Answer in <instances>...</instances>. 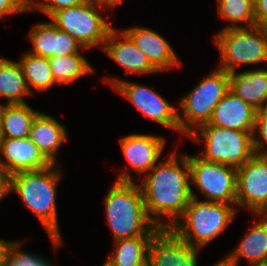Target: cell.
<instances>
[{
    "label": "cell",
    "mask_w": 267,
    "mask_h": 266,
    "mask_svg": "<svg viewBox=\"0 0 267 266\" xmlns=\"http://www.w3.org/2000/svg\"><path fill=\"white\" fill-rule=\"evenodd\" d=\"M115 91L122 94L145 116L153 119L164 127L179 131L178 111L160 94L151 88L137 83L108 79Z\"/></svg>",
    "instance_id": "8fae6325"
},
{
    "label": "cell",
    "mask_w": 267,
    "mask_h": 266,
    "mask_svg": "<svg viewBox=\"0 0 267 266\" xmlns=\"http://www.w3.org/2000/svg\"><path fill=\"white\" fill-rule=\"evenodd\" d=\"M230 90L255 110L267 107V70L230 72Z\"/></svg>",
    "instance_id": "ac0fdd59"
},
{
    "label": "cell",
    "mask_w": 267,
    "mask_h": 266,
    "mask_svg": "<svg viewBox=\"0 0 267 266\" xmlns=\"http://www.w3.org/2000/svg\"><path fill=\"white\" fill-rule=\"evenodd\" d=\"M197 129V132L194 130L189 137L198 142L199 137L205 139L204 154L200 156L204 160L237 168L255 155L253 133L221 128L209 123Z\"/></svg>",
    "instance_id": "52a82bcc"
},
{
    "label": "cell",
    "mask_w": 267,
    "mask_h": 266,
    "mask_svg": "<svg viewBox=\"0 0 267 266\" xmlns=\"http://www.w3.org/2000/svg\"><path fill=\"white\" fill-rule=\"evenodd\" d=\"M97 6L98 3L94 0H84L81 4L55 11L49 18L83 48H103L113 27L100 15Z\"/></svg>",
    "instance_id": "ba28073f"
},
{
    "label": "cell",
    "mask_w": 267,
    "mask_h": 266,
    "mask_svg": "<svg viewBox=\"0 0 267 266\" xmlns=\"http://www.w3.org/2000/svg\"><path fill=\"white\" fill-rule=\"evenodd\" d=\"M1 114H2V105H0V139H1Z\"/></svg>",
    "instance_id": "74e56055"
},
{
    "label": "cell",
    "mask_w": 267,
    "mask_h": 266,
    "mask_svg": "<svg viewBox=\"0 0 267 266\" xmlns=\"http://www.w3.org/2000/svg\"><path fill=\"white\" fill-rule=\"evenodd\" d=\"M191 197L183 215L170 229L187 244L200 248L223 232L236 209L225 203L199 201L192 188Z\"/></svg>",
    "instance_id": "277c9868"
},
{
    "label": "cell",
    "mask_w": 267,
    "mask_h": 266,
    "mask_svg": "<svg viewBox=\"0 0 267 266\" xmlns=\"http://www.w3.org/2000/svg\"><path fill=\"white\" fill-rule=\"evenodd\" d=\"M267 214V158L254 155L237 167L236 206Z\"/></svg>",
    "instance_id": "30bf717a"
},
{
    "label": "cell",
    "mask_w": 267,
    "mask_h": 266,
    "mask_svg": "<svg viewBox=\"0 0 267 266\" xmlns=\"http://www.w3.org/2000/svg\"><path fill=\"white\" fill-rule=\"evenodd\" d=\"M190 178L208 202L236 205L237 168L188 156Z\"/></svg>",
    "instance_id": "9c48e42d"
},
{
    "label": "cell",
    "mask_w": 267,
    "mask_h": 266,
    "mask_svg": "<svg viewBox=\"0 0 267 266\" xmlns=\"http://www.w3.org/2000/svg\"><path fill=\"white\" fill-rule=\"evenodd\" d=\"M107 222L115 241L153 237L161 228L148 216L139 184L128 170L122 172L105 199Z\"/></svg>",
    "instance_id": "7a4b0ae2"
},
{
    "label": "cell",
    "mask_w": 267,
    "mask_h": 266,
    "mask_svg": "<svg viewBox=\"0 0 267 266\" xmlns=\"http://www.w3.org/2000/svg\"><path fill=\"white\" fill-rule=\"evenodd\" d=\"M12 242L0 240V266L7 265L8 253Z\"/></svg>",
    "instance_id": "e575fe53"
},
{
    "label": "cell",
    "mask_w": 267,
    "mask_h": 266,
    "mask_svg": "<svg viewBox=\"0 0 267 266\" xmlns=\"http://www.w3.org/2000/svg\"><path fill=\"white\" fill-rule=\"evenodd\" d=\"M46 2H32L26 0V11L41 10L47 16H51L55 11L62 8L72 7L81 4L84 0H45Z\"/></svg>",
    "instance_id": "4dcf8cb0"
},
{
    "label": "cell",
    "mask_w": 267,
    "mask_h": 266,
    "mask_svg": "<svg viewBox=\"0 0 267 266\" xmlns=\"http://www.w3.org/2000/svg\"><path fill=\"white\" fill-rule=\"evenodd\" d=\"M11 192V175L0 167V200Z\"/></svg>",
    "instance_id": "836d02e7"
},
{
    "label": "cell",
    "mask_w": 267,
    "mask_h": 266,
    "mask_svg": "<svg viewBox=\"0 0 267 266\" xmlns=\"http://www.w3.org/2000/svg\"><path fill=\"white\" fill-rule=\"evenodd\" d=\"M19 12H26V0H0V19Z\"/></svg>",
    "instance_id": "1f68e13d"
},
{
    "label": "cell",
    "mask_w": 267,
    "mask_h": 266,
    "mask_svg": "<svg viewBox=\"0 0 267 266\" xmlns=\"http://www.w3.org/2000/svg\"><path fill=\"white\" fill-rule=\"evenodd\" d=\"M229 90L230 74L220 68L197 84L179 102L184 114H178L179 132L189 136L195 127L208 123L215 106Z\"/></svg>",
    "instance_id": "8992f818"
},
{
    "label": "cell",
    "mask_w": 267,
    "mask_h": 266,
    "mask_svg": "<svg viewBox=\"0 0 267 266\" xmlns=\"http://www.w3.org/2000/svg\"><path fill=\"white\" fill-rule=\"evenodd\" d=\"M0 152L5 157L4 161L0 158V167L9 175L43 170L52 165L29 137L1 138Z\"/></svg>",
    "instance_id": "4fadbf2b"
},
{
    "label": "cell",
    "mask_w": 267,
    "mask_h": 266,
    "mask_svg": "<svg viewBox=\"0 0 267 266\" xmlns=\"http://www.w3.org/2000/svg\"><path fill=\"white\" fill-rule=\"evenodd\" d=\"M151 173L139 185L148 216L158 227L171 228L192 198L188 156L180 154L178 158L173 152L165 162L156 164ZM160 217L170 218L169 223H162Z\"/></svg>",
    "instance_id": "6da1fadb"
},
{
    "label": "cell",
    "mask_w": 267,
    "mask_h": 266,
    "mask_svg": "<svg viewBox=\"0 0 267 266\" xmlns=\"http://www.w3.org/2000/svg\"><path fill=\"white\" fill-rule=\"evenodd\" d=\"M55 37H57V27L52 22L37 23L30 31L32 41V55L50 58L54 57Z\"/></svg>",
    "instance_id": "4316f807"
},
{
    "label": "cell",
    "mask_w": 267,
    "mask_h": 266,
    "mask_svg": "<svg viewBox=\"0 0 267 266\" xmlns=\"http://www.w3.org/2000/svg\"><path fill=\"white\" fill-rule=\"evenodd\" d=\"M21 244L20 242L12 241L6 266H52L49 264V261H46L40 256L20 252L19 248Z\"/></svg>",
    "instance_id": "83f0119b"
},
{
    "label": "cell",
    "mask_w": 267,
    "mask_h": 266,
    "mask_svg": "<svg viewBox=\"0 0 267 266\" xmlns=\"http://www.w3.org/2000/svg\"><path fill=\"white\" fill-rule=\"evenodd\" d=\"M256 112L251 105L229 90L215 106L209 124L254 133Z\"/></svg>",
    "instance_id": "5bb4252c"
},
{
    "label": "cell",
    "mask_w": 267,
    "mask_h": 266,
    "mask_svg": "<svg viewBox=\"0 0 267 266\" xmlns=\"http://www.w3.org/2000/svg\"><path fill=\"white\" fill-rule=\"evenodd\" d=\"M48 61L56 84L72 83L93 71L89 62L80 53L50 57Z\"/></svg>",
    "instance_id": "d4e9b609"
},
{
    "label": "cell",
    "mask_w": 267,
    "mask_h": 266,
    "mask_svg": "<svg viewBox=\"0 0 267 266\" xmlns=\"http://www.w3.org/2000/svg\"><path fill=\"white\" fill-rule=\"evenodd\" d=\"M79 47L83 48L73 37L67 32L57 28V37H55L54 57H61L79 53Z\"/></svg>",
    "instance_id": "f546056e"
},
{
    "label": "cell",
    "mask_w": 267,
    "mask_h": 266,
    "mask_svg": "<svg viewBox=\"0 0 267 266\" xmlns=\"http://www.w3.org/2000/svg\"><path fill=\"white\" fill-rule=\"evenodd\" d=\"M256 26L267 28V0H254Z\"/></svg>",
    "instance_id": "d6a6232c"
},
{
    "label": "cell",
    "mask_w": 267,
    "mask_h": 266,
    "mask_svg": "<svg viewBox=\"0 0 267 266\" xmlns=\"http://www.w3.org/2000/svg\"><path fill=\"white\" fill-rule=\"evenodd\" d=\"M66 136L63 125L53 117L39 112L32 122L29 138L52 164H56L55 155Z\"/></svg>",
    "instance_id": "d6986e66"
},
{
    "label": "cell",
    "mask_w": 267,
    "mask_h": 266,
    "mask_svg": "<svg viewBox=\"0 0 267 266\" xmlns=\"http://www.w3.org/2000/svg\"><path fill=\"white\" fill-rule=\"evenodd\" d=\"M122 151L129 166L146 175L157 163L165 146V139L150 134H130L120 140Z\"/></svg>",
    "instance_id": "9a60e30c"
},
{
    "label": "cell",
    "mask_w": 267,
    "mask_h": 266,
    "mask_svg": "<svg viewBox=\"0 0 267 266\" xmlns=\"http://www.w3.org/2000/svg\"><path fill=\"white\" fill-rule=\"evenodd\" d=\"M218 13L234 25L224 27H251L256 25L254 0H218ZM246 23L238 26L237 23Z\"/></svg>",
    "instance_id": "484cf974"
},
{
    "label": "cell",
    "mask_w": 267,
    "mask_h": 266,
    "mask_svg": "<svg viewBox=\"0 0 267 266\" xmlns=\"http://www.w3.org/2000/svg\"><path fill=\"white\" fill-rule=\"evenodd\" d=\"M257 132L259 133L260 139L255 137ZM253 134V147L255 155L267 158V150H264V144L266 143L267 145V107L257 110Z\"/></svg>",
    "instance_id": "f1b7e54d"
},
{
    "label": "cell",
    "mask_w": 267,
    "mask_h": 266,
    "mask_svg": "<svg viewBox=\"0 0 267 266\" xmlns=\"http://www.w3.org/2000/svg\"><path fill=\"white\" fill-rule=\"evenodd\" d=\"M220 51V69L230 73L242 64L267 61V28L227 27L215 36Z\"/></svg>",
    "instance_id": "5b68a950"
},
{
    "label": "cell",
    "mask_w": 267,
    "mask_h": 266,
    "mask_svg": "<svg viewBox=\"0 0 267 266\" xmlns=\"http://www.w3.org/2000/svg\"><path fill=\"white\" fill-rule=\"evenodd\" d=\"M198 249L180 239L170 228H161L151 239L149 266H198Z\"/></svg>",
    "instance_id": "7c38bea8"
},
{
    "label": "cell",
    "mask_w": 267,
    "mask_h": 266,
    "mask_svg": "<svg viewBox=\"0 0 267 266\" xmlns=\"http://www.w3.org/2000/svg\"><path fill=\"white\" fill-rule=\"evenodd\" d=\"M214 266H236V265L228 262L226 259H222L220 260L219 263L215 264Z\"/></svg>",
    "instance_id": "8d00e7d4"
},
{
    "label": "cell",
    "mask_w": 267,
    "mask_h": 266,
    "mask_svg": "<svg viewBox=\"0 0 267 266\" xmlns=\"http://www.w3.org/2000/svg\"><path fill=\"white\" fill-rule=\"evenodd\" d=\"M18 63L21 66L30 92V86L38 91H44L56 84L48 58L32 55L28 52L23 54Z\"/></svg>",
    "instance_id": "cb8c5ba5"
},
{
    "label": "cell",
    "mask_w": 267,
    "mask_h": 266,
    "mask_svg": "<svg viewBox=\"0 0 267 266\" xmlns=\"http://www.w3.org/2000/svg\"><path fill=\"white\" fill-rule=\"evenodd\" d=\"M38 113L27 103L2 105L1 138H28Z\"/></svg>",
    "instance_id": "44dd1931"
},
{
    "label": "cell",
    "mask_w": 267,
    "mask_h": 266,
    "mask_svg": "<svg viewBox=\"0 0 267 266\" xmlns=\"http://www.w3.org/2000/svg\"><path fill=\"white\" fill-rule=\"evenodd\" d=\"M123 32L145 53L149 62L158 71H164L176 65L179 66L178 58L169 42L159 33L141 26L128 28Z\"/></svg>",
    "instance_id": "e0dca14e"
},
{
    "label": "cell",
    "mask_w": 267,
    "mask_h": 266,
    "mask_svg": "<svg viewBox=\"0 0 267 266\" xmlns=\"http://www.w3.org/2000/svg\"><path fill=\"white\" fill-rule=\"evenodd\" d=\"M20 64L0 58V97L8 99L7 104L26 103L24 96L31 94Z\"/></svg>",
    "instance_id": "7402d4cb"
},
{
    "label": "cell",
    "mask_w": 267,
    "mask_h": 266,
    "mask_svg": "<svg viewBox=\"0 0 267 266\" xmlns=\"http://www.w3.org/2000/svg\"><path fill=\"white\" fill-rule=\"evenodd\" d=\"M102 49L115 62L125 68V75L130 72L143 74L158 71L149 62L145 53L124 32L119 33L114 28L109 32Z\"/></svg>",
    "instance_id": "2e32d148"
},
{
    "label": "cell",
    "mask_w": 267,
    "mask_h": 266,
    "mask_svg": "<svg viewBox=\"0 0 267 266\" xmlns=\"http://www.w3.org/2000/svg\"><path fill=\"white\" fill-rule=\"evenodd\" d=\"M251 230L244 235L239 246L225 257V259L239 266L241 257L246 258L251 266H267V214H260Z\"/></svg>",
    "instance_id": "ffe728a7"
},
{
    "label": "cell",
    "mask_w": 267,
    "mask_h": 266,
    "mask_svg": "<svg viewBox=\"0 0 267 266\" xmlns=\"http://www.w3.org/2000/svg\"><path fill=\"white\" fill-rule=\"evenodd\" d=\"M94 1L97 2L100 6L113 7L121 3L123 0H94Z\"/></svg>",
    "instance_id": "d590c367"
},
{
    "label": "cell",
    "mask_w": 267,
    "mask_h": 266,
    "mask_svg": "<svg viewBox=\"0 0 267 266\" xmlns=\"http://www.w3.org/2000/svg\"><path fill=\"white\" fill-rule=\"evenodd\" d=\"M52 164L46 169L18 172L11 175V192L17 193L23 203L40 219L56 249L62 243L56 211V188L59 168Z\"/></svg>",
    "instance_id": "3957f363"
},
{
    "label": "cell",
    "mask_w": 267,
    "mask_h": 266,
    "mask_svg": "<svg viewBox=\"0 0 267 266\" xmlns=\"http://www.w3.org/2000/svg\"><path fill=\"white\" fill-rule=\"evenodd\" d=\"M152 238L135 237L115 241L116 251L107 262L111 266H146Z\"/></svg>",
    "instance_id": "603a6c76"
},
{
    "label": "cell",
    "mask_w": 267,
    "mask_h": 266,
    "mask_svg": "<svg viewBox=\"0 0 267 266\" xmlns=\"http://www.w3.org/2000/svg\"><path fill=\"white\" fill-rule=\"evenodd\" d=\"M103 266H111L107 261Z\"/></svg>",
    "instance_id": "f35d334b"
}]
</instances>
